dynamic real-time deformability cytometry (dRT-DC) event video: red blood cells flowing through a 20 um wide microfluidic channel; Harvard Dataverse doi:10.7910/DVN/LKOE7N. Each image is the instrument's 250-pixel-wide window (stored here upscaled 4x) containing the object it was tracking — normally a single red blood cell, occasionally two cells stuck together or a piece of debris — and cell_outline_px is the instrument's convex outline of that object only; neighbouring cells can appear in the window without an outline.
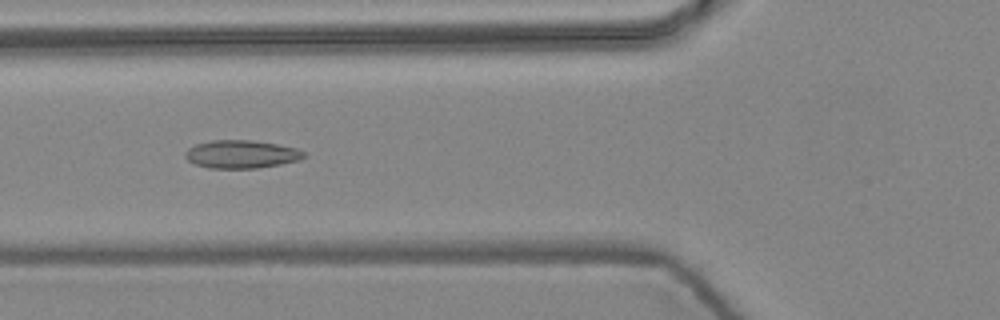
{"species": "common noctule bat (a hibernating species)", "species_latin": "Nyctalus noctula", "temperature_condition": "warm", "stored_images_in_passage": 9, "camera_frame_rate_fps": 3000, "um_per_image_px": 0.085, "animal": {"sex": "female", "body_mass_g": 24.6, "forearm_length_mm": 56.2}, "frame": {"image": 1, "passage_image": 6, "time_ms": 1.667, "image_size_px": [1000, 320], "cell_outline_px": [[304, 156], [296, 160], [280, 164], [260, 168], [208, 168], [196, 164], [188, 160], [184, 156], [184, 152], [188, 148], [196, 144], [212, 140], [248, 140], [276, 144], [296, 148], [304, 152]], "centroid_in_image_um": [20.46, 13.11], "position_along_channel_um": 105.3, "area_um2": 19.19}}
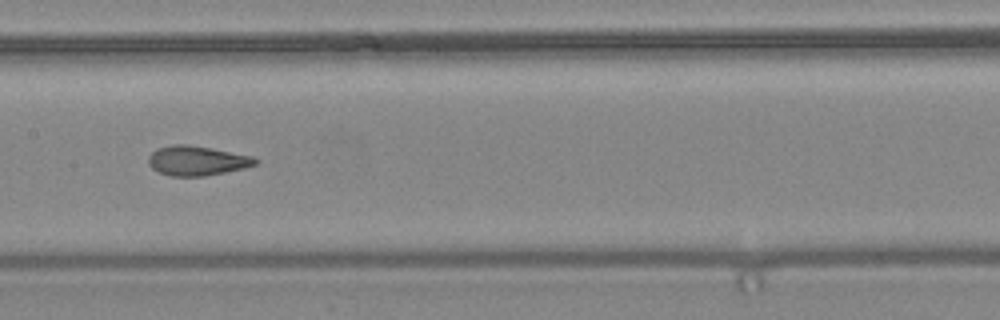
{"frame": {"image": 2, "passage_image": 8, "time_ms": 2.333, "image_size_px": [1000, 320], "cell_outline_px": [[260, 160], [256, 164], [244, 168], [204, 176], [172, 176], [160, 172], [152, 168], [148, 164], [148, 156], [156, 148], [172, 144], [188, 144], [212, 148], [252, 156]], "centroid_in_image_um": [16.72, 13.64], "position_along_channel_um": 190.7, "area_um2": 18.5}}
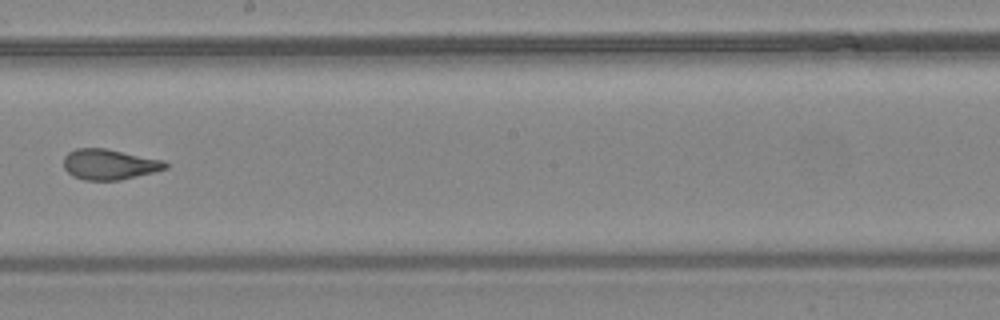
{"frame": {"image": 3, "passage_image": 9, "time_ms": 2.667, "image_size_px": [1000, 320], "cell_outline_px": [[168, 168], [120, 180], [84, 180], [72, 176], [64, 168], [64, 156], [68, 152], [76, 148], [104, 148], [164, 160], [168, 164]], "centroid_in_image_um": [9.27, 13.97], "position_along_channel_um": 238.9, "area_um2": 18.03}}